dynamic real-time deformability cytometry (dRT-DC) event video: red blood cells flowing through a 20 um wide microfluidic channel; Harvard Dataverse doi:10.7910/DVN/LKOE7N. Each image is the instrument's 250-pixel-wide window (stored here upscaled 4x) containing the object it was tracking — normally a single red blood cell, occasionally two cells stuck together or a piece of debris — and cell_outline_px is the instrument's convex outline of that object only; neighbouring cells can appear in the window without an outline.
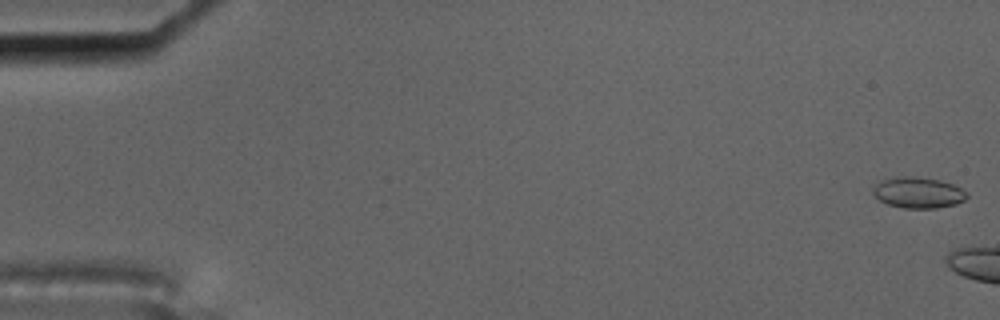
{"species": "common noctule bat (a hibernating species)", "species_latin": "Nyctalus noctula", "temperature_condition": "cold", "stored_images_in_passage": 6, "camera_frame_rate_fps": 3000, "um_per_image_px": 0.085, "animal": {"sex": "male", "body_mass_g": 17.5, "forearm_length_mm": 52.3}, "frame": {"image": 1, "passage_image": 1, "time_ms": 0.0, "image_size_px": [1000, 320], "cell_outline_px": [[968, 196], [964, 200], [956, 204], [936, 208], [904, 208], [888, 204], [880, 200], [872, 192], [872, 188], [880, 180], [904, 176], [908, 176], [940, 180], [952, 184], [968, 192]], "centroid_in_image_um": [78.05, 16.38], "position_along_channel_um": 6.9, "area_um2": 16.82}}